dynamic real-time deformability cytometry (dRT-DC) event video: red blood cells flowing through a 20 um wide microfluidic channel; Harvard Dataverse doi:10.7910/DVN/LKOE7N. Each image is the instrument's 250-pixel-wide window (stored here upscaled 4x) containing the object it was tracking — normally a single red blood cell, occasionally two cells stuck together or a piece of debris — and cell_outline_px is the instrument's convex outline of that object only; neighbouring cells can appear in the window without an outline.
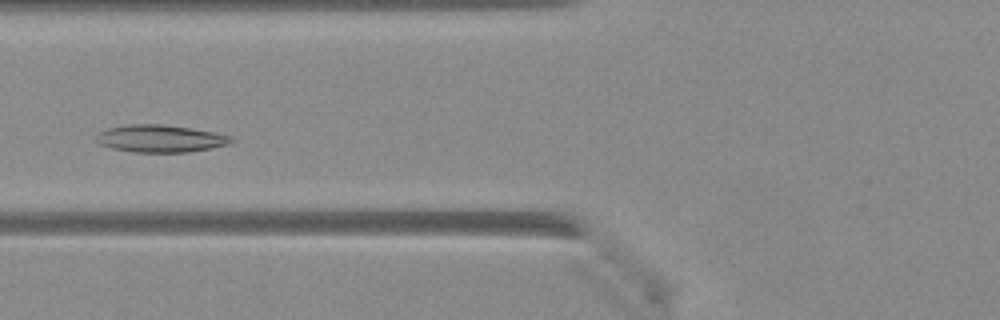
{"species": "Egyptian fruit bat (a non-hibernating species)", "species_latin": "Rousettus aegyptiacus", "temperature_condition": "warm", "stored_images_in_passage": 22, "camera_frame_rate_fps": 3000, "um_per_image_px": 0.085, "animal": {"sex": "female"}, "frame": {"image": 1, "passage_image": 14, "time_ms": 4.333, "image_size_px": [1000, 320], "cell_outline_px": [[236, 140], [228, 144], [188, 152], [132, 152], [112, 148], [100, 144], [96, 140], [96, 136], [100, 132], [108, 128], [132, 124], [164, 124], [212, 132], [232, 136]], "centroid_in_image_um": [13.62, 11.78], "position_along_channel_um": 112.2, "area_um2": 21.27}}
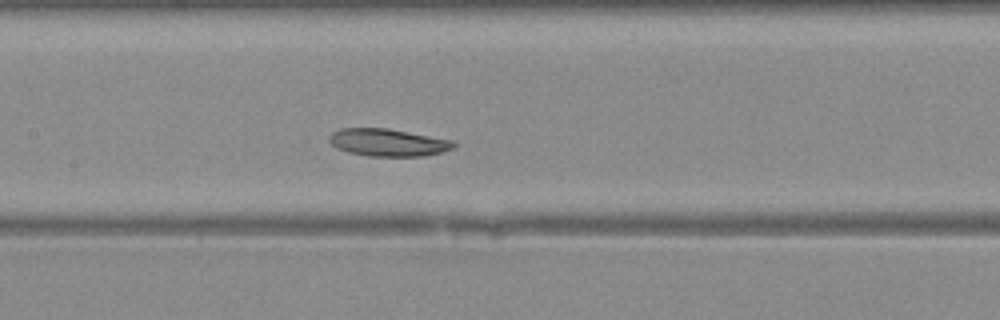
{"frame": {"image": 2, "passage_image": 18, "time_ms": 5.667, "image_size_px": [1000, 320], "cell_outline_px": [[456, 144], [452, 148], [440, 152], [424, 156], [368, 156], [348, 152], [336, 148], [328, 140], [328, 136], [332, 132], [340, 128], [388, 128], [452, 140]], "centroid_in_image_um": [32.93, 12.1], "position_along_channel_um": 174.5, "area_um2": 19.88}}
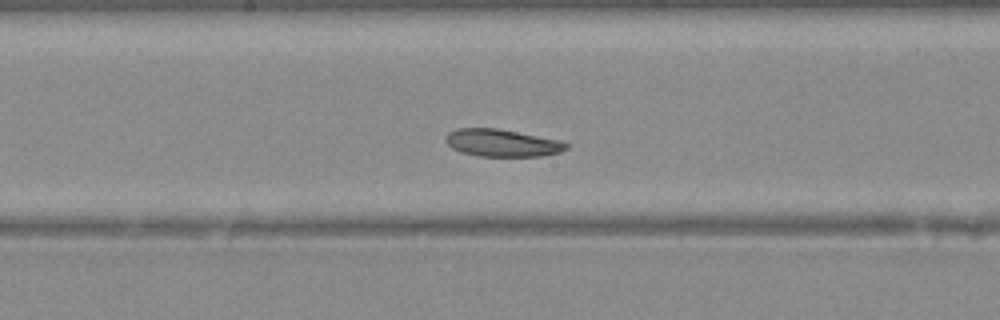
{"frame": {"image": 3, "passage_image": 20, "time_ms": 6.333, "image_size_px": [1000, 320], "cell_outline_px": [[568, 148], [560, 152], [540, 156], [480, 156], [460, 152], [452, 148], [444, 140], [448, 132], [456, 128], [496, 128], [560, 140], [568, 144]], "centroid_in_image_um": [42.65, 12.14], "position_along_channel_um": 205.6, "area_um2": 19.19}}